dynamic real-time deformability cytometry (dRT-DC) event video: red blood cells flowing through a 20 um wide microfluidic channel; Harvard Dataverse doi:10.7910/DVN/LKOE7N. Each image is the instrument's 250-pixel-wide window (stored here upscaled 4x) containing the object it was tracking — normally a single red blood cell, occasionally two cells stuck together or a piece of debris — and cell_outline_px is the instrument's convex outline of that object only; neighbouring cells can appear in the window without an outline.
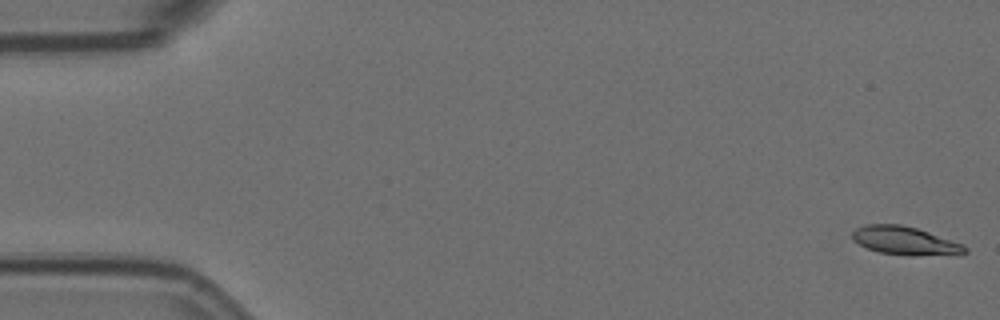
{"species": "Egyptian fruit bat (a non-hibernating species)", "species_latin": "Rousettus aegyptiacus", "temperature_condition": "room temperature", "stored_images_in_passage": 6, "camera_frame_rate_fps": 3000, "um_per_image_px": 0.085, "animal": {"sex": "female"}, "frame": {"image": 1, "passage_image": 1, "time_ms": 0.0, "image_size_px": [1000, 320], "cell_outline_px": [[968, 252], [960, 256], [908, 256], [880, 252], [868, 248], [852, 240], [852, 232], [856, 228], [868, 224], [900, 224], [916, 228], [964, 244], [968, 248]], "centroid_in_image_um": [77.02, 20.5], "position_along_channel_um": 8.0, "area_um2": 19.02}}
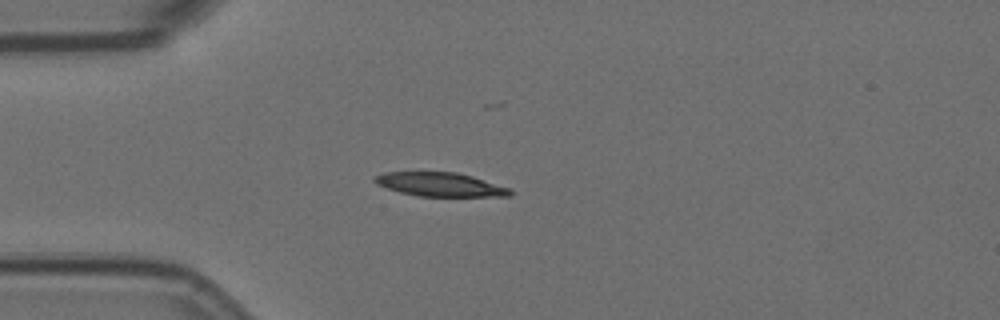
{"frame": {"image": 2, "passage_image": 4, "time_ms": 1.0, "image_size_px": [1000, 320], "cell_outline_px": [[512, 196], [416, 196], [400, 192], [376, 184], [372, 180], [376, 176], [384, 172], [456, 172], [472, 176], [508, 188], [512, 192]], "centroid_in_image_um": [37.38, 15.68], "position_along_channel_um": 47.6, "area_um2": 18.61}}
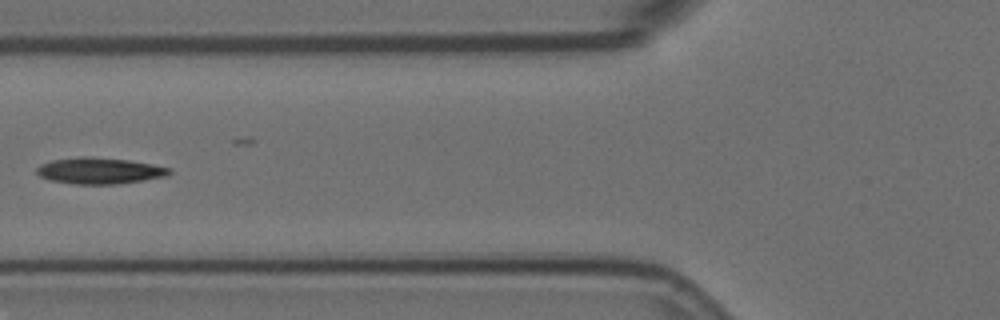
{"frame": {"image": 3, "passage_image": 6, "time_ms": 1.667, "image_size_px": [1000, 320], "cell_outline_px": [[172, 172], [164, 176], [144, 180], [116, 184], [76, 184], [52, 180], [40, 176], [36, 172], [36, 168], [40, 164], [52, 160], [80, 156], [92, 156], [128, 160], [152, 164], [172, 168]], "centroid_in_image_um": [8.45, 14.5], "position_along_channel_um": 117.3, "area_um2": 20.29}}